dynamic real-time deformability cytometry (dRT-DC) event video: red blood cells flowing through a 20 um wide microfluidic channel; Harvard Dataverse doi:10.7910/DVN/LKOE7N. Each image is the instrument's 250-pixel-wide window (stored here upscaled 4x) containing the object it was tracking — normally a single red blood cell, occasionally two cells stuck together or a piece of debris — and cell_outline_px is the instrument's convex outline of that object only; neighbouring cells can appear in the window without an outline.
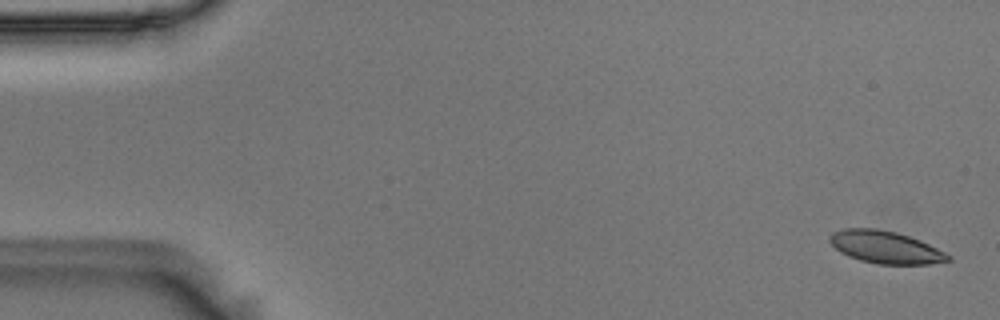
{"species": "Egyptian fruit bat (a non-hibernating species)", "species_latin": "Rousettus aegyptiacus", "temperature_condition": "room temperature", "stored_images_in_passage": 55, "camera_frame_rate_fps": 3000, "um_per_image_px": 0.085, "animal": {"sex": "male"}, "frame": {"image": 1, "passage_image": 2, "time_ms": 0.333, "image_size_px": [1000, 320], "cell_outline_px": [[952, 260], [928, 264], [876, 264], [860, 260], [848, 256], [840, 252], [828, 240], [828, 236], [832, 232], [844, 228], [876, 228], [896, 232], [920, 240], [952, 256]], "centroid_in_image_um": [75.24, 21.01], "position_along_channel_um": 9.8, "area_um2": 22.37}}
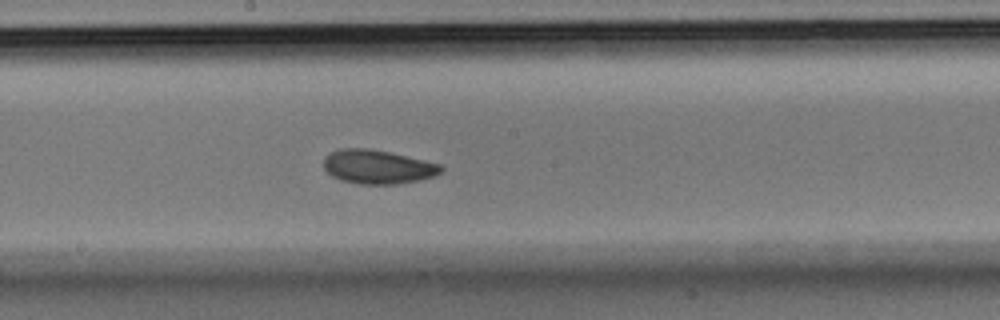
{"frame": {"image": 2, "passage_image": 30, "time_ms": 9.667, "image_size_px": [1000, 320], "cell_outline_px": [[444, 168], [436, 176], [420, 180], [396, 184], [360, 184], [340, 180], [332, 176], [324, 168], [324, 156], [328, 152], [340, 148], [368, 148], [388, 152], [424, 160], [440, 164]], "centroid_in_image_um": [32.08, 14.18], "position_along_channel_um": 216.1, "area_um2": 23.29}}
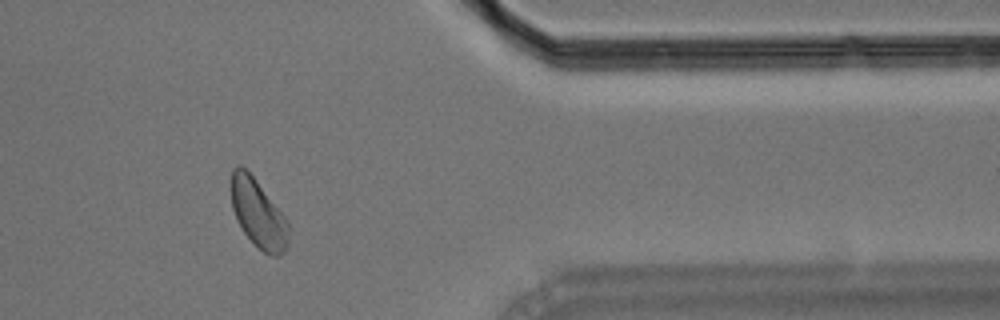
{"frame": {"image": 3, "passage_image": 46, "time_ms": 15.0, "image_size_px": [1000, 320], "cell_outline_px": [[288, 244], [284, 252], [280, 256], [272, 256], [264, 252], [244, 232], [236, 220], [232, 208], [232, 168], [236, 164], [240, 164], [256, 180], [288, 220]], "centroid_in_image_um": [21.95, 18.15], "position_along_channel_um": 389.4, "area_um2": 22.54}, "authors_computed_cell_mechanics": {"area_um2": 22.8888, "velocity_mm_per_s": 3.6228, "shape_relaxation_time_tau1_ms": 3.025, "shape_relaxation_time_tau2_ms": 3.9144, "deformation_change_tau1": 0.0901, "deformation_change_tau2": 0.073}}